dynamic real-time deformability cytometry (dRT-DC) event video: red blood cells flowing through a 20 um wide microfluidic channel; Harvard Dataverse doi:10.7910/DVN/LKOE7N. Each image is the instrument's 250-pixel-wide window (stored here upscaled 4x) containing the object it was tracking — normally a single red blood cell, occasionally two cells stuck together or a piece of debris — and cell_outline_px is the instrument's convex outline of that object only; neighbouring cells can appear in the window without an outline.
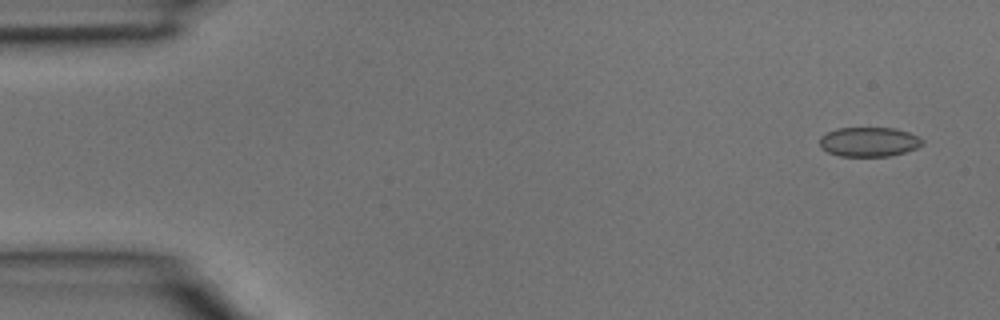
{"species": "common noctule bat (a hibernating species)", "species_latin": "Nyctalus noctula", "temperature_condition": "room temperature", "stored_images_in_passage": 4, "camera_frame_rate_fps": 3000, "um_per_image_px": 0.085, "animal": {"sex": "male", "body_mass_g": 15.6}, "frame": {"image": 1, "passage_image": 1, "time_ms": 0.0, "image_size_px": [1000, 320], "cell_outline_px": [[924, 144], [916, 148], [904, 152], [888, 156], [840, 156], [828, 152], [820, 148], [820, 136], [836, 128], [896, 128], [908, 132], [924, 140]], "centroid_in_image_um": [73.85, 12.05], "position_along_channel_um": 11.2, "area_um2": 17.63}}
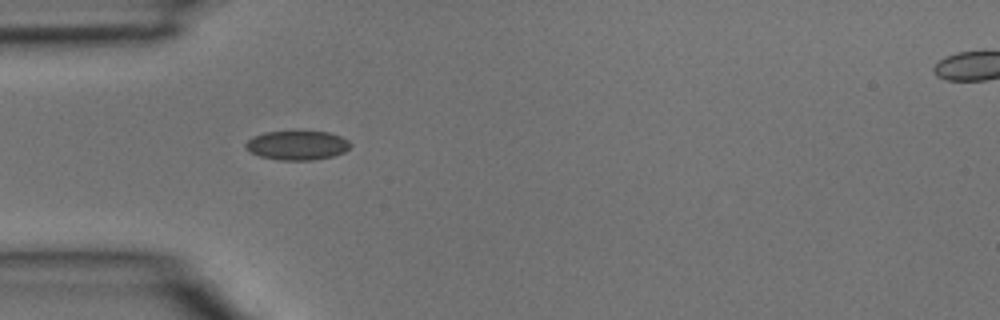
{"frame": {"image": 2, "passage_image": 4, "time_ms": 1.0, "image_size_px": [1000, 320], "cell_outline_px": [[352, 144], [344, 152], [332, 156], [312, 160], [280, 160], [260, 156], [244, 148], [244, 144], [252, 136], [264, 132], [328, 132], [340, 136], [348, 140]], "centroid_in_image_um": [25.24, 12.35], "position_along_channel_um": 59.8, "area_um2": 17.69}}